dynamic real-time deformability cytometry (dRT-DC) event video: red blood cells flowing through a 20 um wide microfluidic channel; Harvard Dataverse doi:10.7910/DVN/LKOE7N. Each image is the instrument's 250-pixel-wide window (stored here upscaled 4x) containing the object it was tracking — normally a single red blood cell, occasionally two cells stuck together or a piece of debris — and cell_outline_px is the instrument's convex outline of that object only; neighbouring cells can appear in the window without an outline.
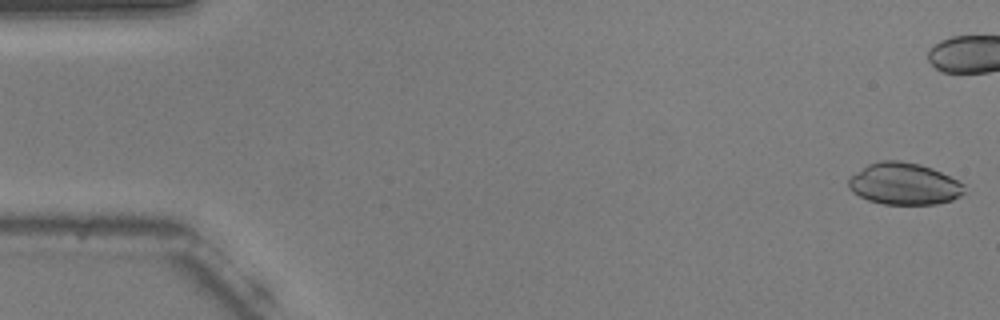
{"species": "common noctule bat (a hibernating species)", "species_latin": "Nyctalus noctula", "temperature_condition": "warm", "stored_images_in_passage": 18, "camera_frame_rate_fps": 3000, "um_per_image_px": 0.085, "animal": {"sex": "male", "body_mass_g": 20.5, "forearm_length_mm": 52.5}, "frame": {"image": 1, "passage_image": 1, "time_ms": 0.0, "image_size_px": [1000, 320], "cell_outline_px": [[964, 192], [960, 196], [952, 200], [936, 204], [884, 204], [868, 200], [852, 192], [848, 188], [848, 180], [856, 172], [868, 164], [880, 160], [900, 160], [920, 164], [932, 168], [964, 184]], "centroid_in_image_um": [76.83, 15.62], "position_along_channel_um": 8.2, "area_um2": 28.15}}